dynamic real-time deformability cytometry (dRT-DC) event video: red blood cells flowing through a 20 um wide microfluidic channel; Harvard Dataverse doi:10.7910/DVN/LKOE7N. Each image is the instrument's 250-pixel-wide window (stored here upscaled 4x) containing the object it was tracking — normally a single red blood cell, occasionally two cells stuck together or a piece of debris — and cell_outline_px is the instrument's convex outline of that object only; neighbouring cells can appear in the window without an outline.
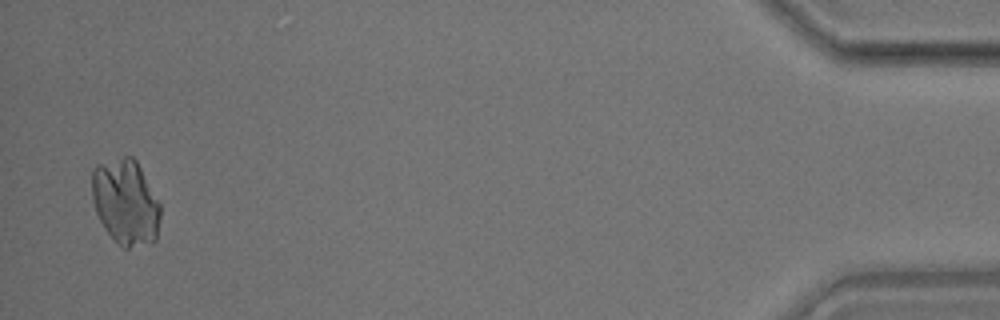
{"species": "common noctule bat (a hibernating species)", "species_latin": "Nyctalus noctula", "temperature_condition": "room temperature", "stored_images_in_passage": 46, "segment_of_instrument_passage": [2, 2], "camera_frame_rate_fps": 3000, "um_per_image_px": 0.085, "animal": {"sex": "male", "body_mass_g": 17.9}, "frame": {"image": 1, "passage_image": 45, "time_ms": 14.667, "image_size_px": [1000, 320], "cell_outline_px": [[160, 216], [156, 240], [128, 248], [124, 248], [104, 228], [96, 212], [92, 200], [92, 168], [96, 164], [124, 156], [132, 156], [136, 160], [160, 204]], "centroid_in_image_um": [10.66, 17.15], "position_along_channel_um": 424.5, "area_um2": 33.87}}